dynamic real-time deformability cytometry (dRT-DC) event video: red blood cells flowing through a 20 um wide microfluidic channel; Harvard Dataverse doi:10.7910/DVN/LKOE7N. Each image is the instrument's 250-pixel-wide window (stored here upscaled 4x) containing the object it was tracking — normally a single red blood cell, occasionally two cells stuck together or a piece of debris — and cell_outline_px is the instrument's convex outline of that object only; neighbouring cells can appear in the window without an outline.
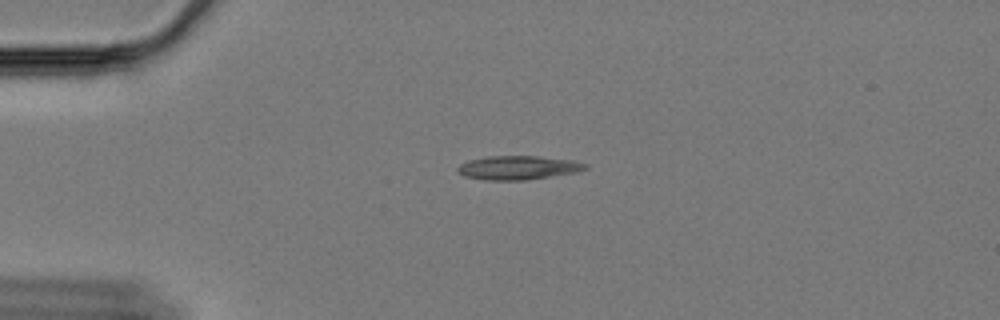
{"species": "Egyptian fruit bat (a non-hibernating species)", "species_latin": "Rousettus aegyptiacus", "temperature_condition": "cold", "stored_images_in_passage": 60, "camera_frame_rate_fps": 3000, "um_per_image_px": 0.085, "animal": {"sex": "female"}, "frame": {"image": 1, "passage_image": 15, "time_ms": 4.667, "image_size_px": [1000, 320], "cell_outline_px": [[588, 168], [576, 172], [524, 180], [484, 180], [464, 176], [456, 168], [460, 164], [468, 160], [488, 156], [536, 156], [572, 160], [588, 164]], "centroid_in_image_um": [44.02, 14.25], "position_along_channel_um": 41.0, "area_um2": 17.63}}
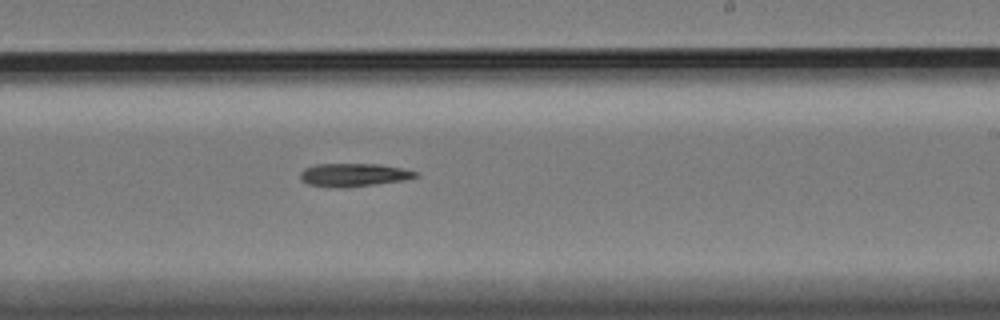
{"frame": {"image": 2, "passage_image": 37, "time_ms": 12.0, "image_size_px": [1000, 320], "cell_outline_px": [[420, 176], [404, 180], [344, 188], [328, 188], [308, 184], [300, 180], [300, 172], [304, 168], [316, 164], [380, 164], [400, 168], [416, 172]], "centroid_in_image_um": [30.0, 14.87], "position_along_channel_um": 259.0, "area_um2": 15.66}}
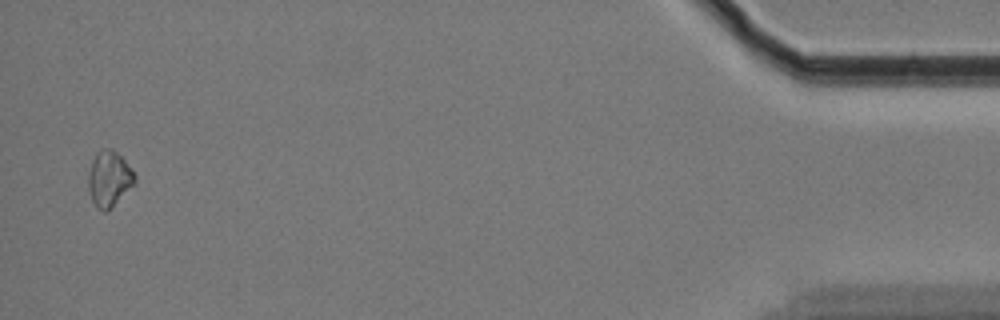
{"frame": {"image": 3, "passage_image": 59, "time_ms": 19.333, "image_size_px": [1000, 320], "cell_outline_px": [[136, 184], [108, 212], [104, 212], [96, 208], [88, 192], [88, 172], [92, 160], [96, 152], [100, 148], [112, 148], [132, 168], [136, 176]], "centroid_in_image_um": [9.28, 15.22], "position_along_channel_um": 425.9, "area_um2": 15.61}}